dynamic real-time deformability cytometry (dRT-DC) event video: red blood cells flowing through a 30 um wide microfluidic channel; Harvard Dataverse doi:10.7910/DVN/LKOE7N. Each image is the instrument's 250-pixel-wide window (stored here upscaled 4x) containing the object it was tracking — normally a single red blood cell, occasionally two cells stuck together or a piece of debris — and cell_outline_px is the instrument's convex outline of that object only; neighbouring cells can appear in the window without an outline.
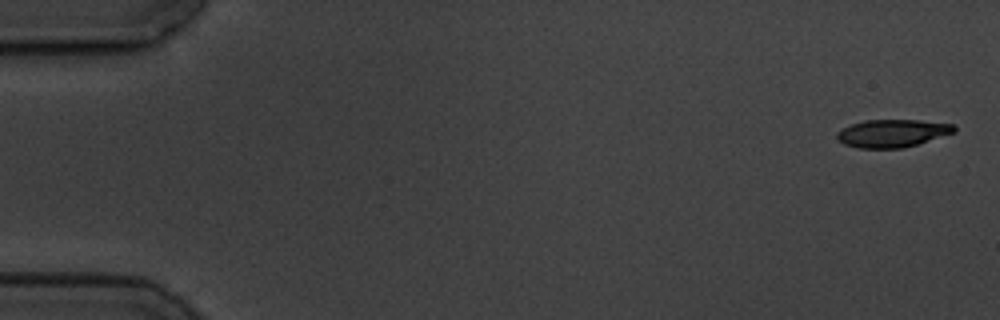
{"species": "common noctule bat (a hibernating species)", "species_latin": "Nyctalus noctula", "temperature_condition": "cold", "stored_images_in_passage": 4, "camera_frame_rate_fps": 3000, "um_per_image_px": 0.085, "animal": {"sex": "male", "body_mass_g": 19.5, "forearm_length_mm": 54.6}, "frame": {"image": 1, "passage_image": 1, "time_ms": 0.0, "image_size_px": [1000, 320], "cell_outline_px": [[956, 132], [916, 144], [900, 148], [856, 148], [844, 144], [836, 136], [836, 132], [852, 124], [864, 120], [920, 120], [956, 124]], "centroid_in_image_um": [75.87, 11.32], "position_along_channel_um": 9.1, "area_um2": 18.9}}